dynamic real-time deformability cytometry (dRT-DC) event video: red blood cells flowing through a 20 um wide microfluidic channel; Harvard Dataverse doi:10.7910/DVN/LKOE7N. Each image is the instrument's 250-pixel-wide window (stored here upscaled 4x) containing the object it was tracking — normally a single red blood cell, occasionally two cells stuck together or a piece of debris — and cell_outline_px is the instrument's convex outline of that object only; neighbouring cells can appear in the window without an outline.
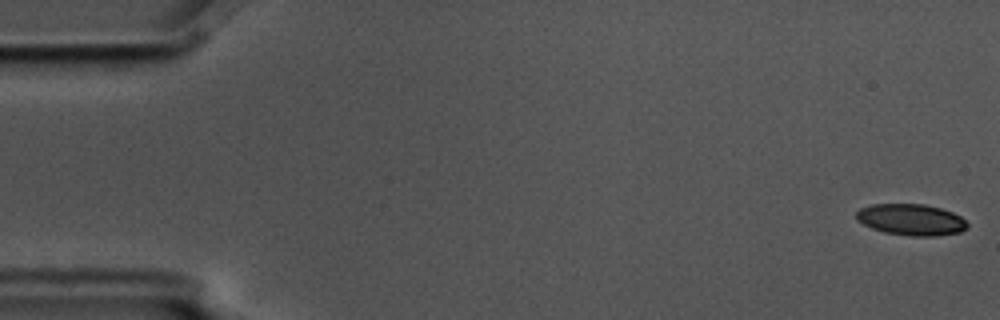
{"species": "common noctule bat (a hibernating species)", "species_latin": "Nyctalus noctula", "temperature_condition": "cold", "stored_images_in_passage": 7, "camera_frame_rate_fps": 3000, "um_per_image_px": 0.085, "animal": {"sex": "male", "body_mass_g": 17.5, "forearm_length_mm": 52.3}, "frame": {"image": 1, "passage_image": 1, "time_ms": 0.0, "image_size_px": [1000, 320], "cell_outline_px": [[968, 228], [960, 232], [936, 236], [912, 236], [884, 232], [872, 228], [856, 220], [856, 212], [860, 208], [872, 204], [924, 204], [940, 208], [952, 212], [960, 216], [968, 224]], "centroid_in_image_um": [77.44, 18.67], "position_along_channel_um": 7.6, "area_um2": 20.29}}
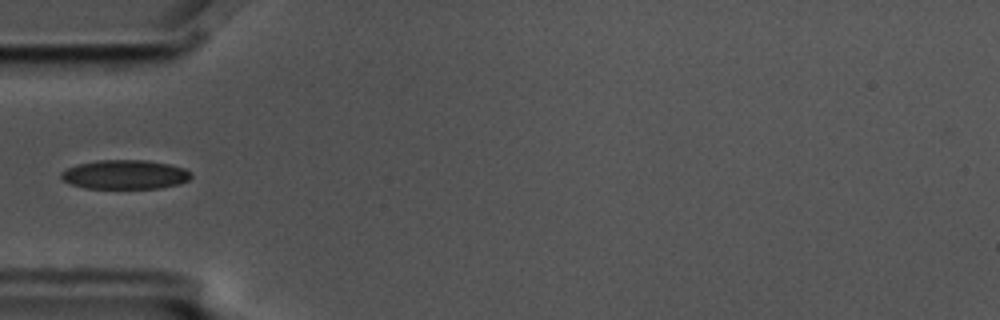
{"frame": {"image": 2, "passage_image": 6, "time_ms": 1.667, "image_size_px": [1000, 320], "cell_outline_px": [[192, 176], [188, 180], [180, 184], [160, 188], [88, 188], [72, 184], [64, 180], [60, 176], [60, 172], [76, 164], [100, 160], [148, 160], [168, 164], [184, 168], [192, 172]], "centroid_in_image_um": [10.65, 14.83], "position_along_channel_um": 74.3, "area_um2": 22.08}}